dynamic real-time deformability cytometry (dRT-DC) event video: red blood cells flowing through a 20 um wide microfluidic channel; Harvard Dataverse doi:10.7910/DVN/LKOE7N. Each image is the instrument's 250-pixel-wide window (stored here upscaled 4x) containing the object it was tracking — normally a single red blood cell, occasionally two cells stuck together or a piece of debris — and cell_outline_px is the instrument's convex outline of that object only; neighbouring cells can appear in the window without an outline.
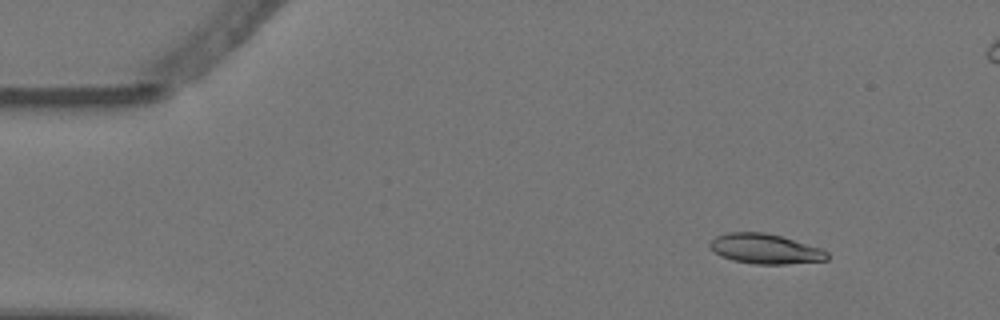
{"species": "Egyptian fruit bat (a non-hibernating species)", "species_latin": "Rousettus aegyptiacus", "temperature_condition": "warm", "stored_images_in_passage": 7, "camera_frame_rate_fps": 3000, "um_per_image_px": 0.085, "animal": {"sex": "female"}, "frame": {"image": 1, "passage_image": 2, "time_ms": 0.333, "image_size_px": [1000, 320], "cell_outline_px": [[828, 260], [784, 264], [756, 264], [732, 260], [720, 256], [708, 244], [716, 236], [728, 232], [764, 232], [780, 236], [820, 248], [828, 252]], "centroid_in_image_um": [65.03, 21.15], "position_along_channel_um": 20.0, "area_um2": 20.23}}
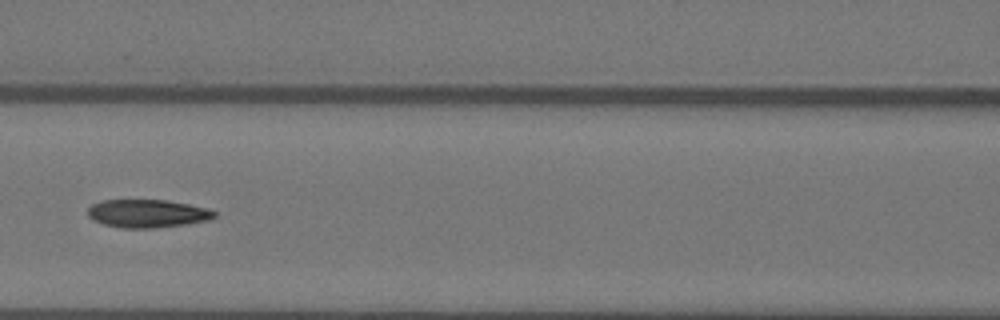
{"frame": {"image": 2, "passage_image": 7, "time_ms": 2.0, "image_size_px": [1000, 320], "cell_outline_px": [[216, 216], [212, 220], [188, 224], [152, 228], [120, 228], [104, 224], [92, 220], [88, 216], [88, 208], [92, 204], [100, 200], [164, 200], [188, 204], [204, 208], [216, 212]], "centroid_in_image_um": [12.51, 18.15], "position_along_channel_um": 154.1, "area_um2": 20.81}}